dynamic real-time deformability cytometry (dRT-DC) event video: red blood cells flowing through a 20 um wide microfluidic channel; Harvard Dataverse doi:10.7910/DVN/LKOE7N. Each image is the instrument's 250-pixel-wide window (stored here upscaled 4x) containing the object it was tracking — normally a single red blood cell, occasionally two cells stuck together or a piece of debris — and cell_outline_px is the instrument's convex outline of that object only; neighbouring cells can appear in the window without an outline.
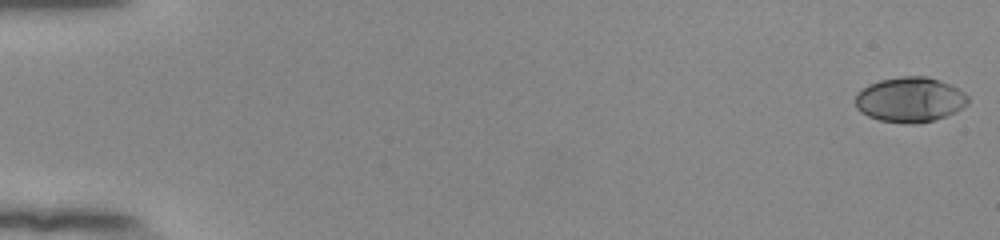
{"species": "human", "species_latin": "Homo sapiens", "temperature_condition": "room temperature", "stored_images_in_passage": 54, "camera_frame_rate_fps": 3000, "um_per_image_px": 0.085, "donor": {"sex": "female"}, "frame": {"image": 1, "passage_image": 1, "time_ms": 0.0, "image_size_px": [1000, 240], "cell_outline_px": [[968, 104], [964, 108], [956, 112], [932, 120], [916, 124], [904, 124], [880, 120], [868, 116], [860, 112], [856, 108], [856, 92], [868, 84], [880, 80], [900, 76], [928, 76], [940, 80], [964, 92], [968, 96]], "centroid_in_image_um": [77.33, 8.47], "position_along_channel_um": 7.7, "area_um2": 29.77}}
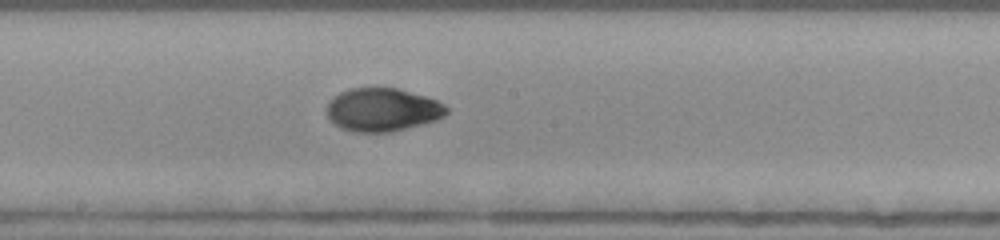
{"frame": {"image": 2, "passage_image": 31, "time_ms": 10.0, "image_size_px": [1000, 240], "cell_outline_px": [[448, 112], [444, 116], [436, 120], [392, 132], [352, 132], [340, 128], [328, 116], [328, 104], [340, 92], [348, 88], [396, 88], [424, 96], [436, 100], [444, 104], [448, 108]], "centroid_in_image_um": [32.53, 9.34], "position_along_channel_um": 215.7, "area_um2": 29.88}}
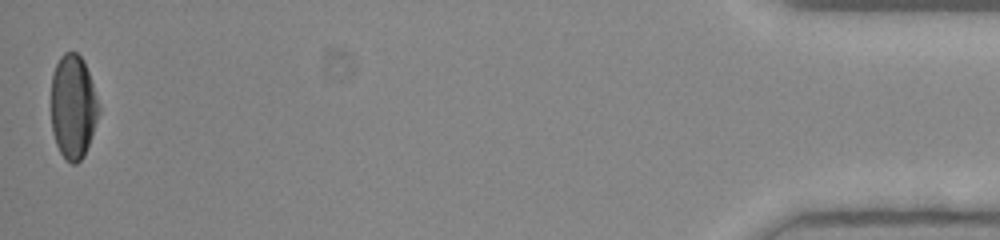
{"frame": {"image": 3, "passage_image": 54, "time_ms": 17.667, "image_size_px": [1000, 240], "cell_outline_px": [[100, 112], [84, 156], [76, 164], [72, 164], [60, 152], [56, 144], [52, 132], [52, 76], [56, 64], [60, 56], [64, 52], [76, 52], [84, 60], [100, 108]], "centroid_in_image_um": [6.21, 9.07], "position_along_channel_um": 429.0, "area_um2": 28.67}, "authors_computed_cell_mechanics": {"area_um2": 29.5647, "velocity_mm_per_s": 3.9037, "shape_relaxation_time_tau1_ms": 4.3838, "shape_relaxation_time_tau2_ms": 1.564, "deformation_change_tau1": 0.1763, "deformation_change_tau2": 0.0414}}